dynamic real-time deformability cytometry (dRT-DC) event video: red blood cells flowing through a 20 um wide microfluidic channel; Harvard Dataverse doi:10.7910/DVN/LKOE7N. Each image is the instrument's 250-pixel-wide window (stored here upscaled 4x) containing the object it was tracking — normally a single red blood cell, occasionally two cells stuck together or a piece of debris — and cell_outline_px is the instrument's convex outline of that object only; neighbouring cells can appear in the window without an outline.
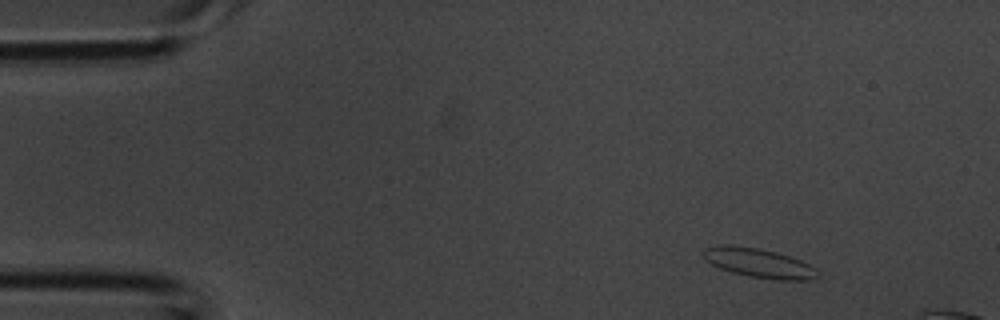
{"species": "common noctule bat (a hibernating species)", "species_latin": "Nyctalus noctula", "temperature_condition": "room temperature", "stored_images_in_passage": 3, "camera_frame_rate_fps": 3000, "um_per_image_px": 0.085, "animal": {"sex": "male", "body_mass_g": 20.1, "forearm_length_mm": 53.5}, "frame": {"image": 1, "passage_image": 1, "time_ms": 0.0, "image_size_px": [1000, 320], "cell_outline_px": [[820, 276], [808, 280], [776, 280], [748, 276], [732, 272], [720, 268], [704, 260], [700, 252], [704, 248], [724, 244], [732, 244], [760, 248], [776, 252], [800, 260], [816, 268]], "centroid_in_image_um": [64.46, 22.34], "position_along_channel_um": 20.5, "area_um2": 19.77}}